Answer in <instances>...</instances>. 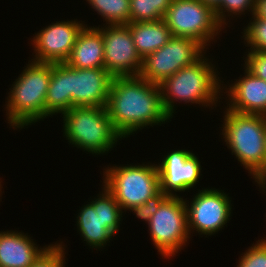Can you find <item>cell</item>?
I'll return each instance as SVG.
<instances>
[{"instance_id":"1","label":"cell","mask_w":266,"mask_h":267,"mask_svg":"<svg viewBox=\"0 0 266 267\" xmlns=\"http://www.w3.org/2000/svg\"><path fill=\"white\" fill-rule=\"evenodd\" d=\"M106 108L123 138L141 127L170 119L162 105L160 86L140 76L114 77Z\"/></svg>"},{"instance_id":"2","label":"cell","mask_w":266,"mask_h":267,"mask_svg":"<svg viewBox=\"0 0 266 267\" xmlns=\"http://www.w3.org/2000/svg\"><path fill=\"white\" fill-rule=\"evenodd\" d=\"M224 116L222 133L226 144L256 182L265 183L266 116L228 109Z\"/></svg>"},{"instance_id":"3","label":"cell","mask_w":266,"mask_h":267,"mask_svg":"<svg viewBox=\"0 0 266 267\" xmlns=\"http://www.w3.org/2000/svg\"><path fill=\"white\" fill-rule=\"evenodd\" d=\"M202 57L204 58L202 55L193 64L183 67L159 84L162 90V105L169 117L174 113L173 100L209 106L220 98L217 96L221 89L219 77L217 79L213 66Z\"/></svg>"},{"instance_id":"4","label":"cell","mask_w":266,"mask_h":267,"mask_svg":"<svg viewBox=\"0 0 266 267\" xmlns=\"http://www.w3.org/2000/svg\"><path fill=\"white\" fill-rule=\"evenodd\" d=\"M51 79V63L32 61L16 79L8 98V121L23 128L45 118V100Z\"/></svg>"},{"instance_id":"5","label":"cell","mask_w":266,"mask_h":267,"mask_svg":"<svg viewBox=\"0 0 266 267\" xmlns=\"http://www.w3.org/2000/svg\"><path fill=\"white\" fill-rule=\"evenodd\" d=\"M63 120L69 142L92 154L108 152L122 138L106 107H72L63 113Z\"/></svg>"},{"instance_id":"6","label":"cell","mask_w":266,"mask_h":267,"mask_svg":"<svg viewBox=\"0 0 266 267\" xmlns=\"http://www.w3.org/2000/svg\"><path fill=\"white\" fill-rule=\"evenodd\" d=\"M105 173L104 186L123 210L144 204L160 191L157 165L115 166Z\"/></svg>"},{"instance_id":"7","label":"cell","mask_w":266,"mask_h":267,"mask_svg":"<svg viewBox=\"0 0 266 267\" xmlns=\"http://www.w3.org/2000/svg\"><path fill=\"white\" fill-rule=\"evenodd\" d=\"M163 20L173 37L195 39L204 48L222 27L214 10L200 0H173Z\"/></svg>"},{"instance_id":"8","label":"cell","mask_w":266,"mask_h":267,"mask_svg":"<svg viewBox=\"0 0 266 267\" xmlns=\"http://www.w3.org/2000/svg\"><path fill=\"white\" fill-rule=\"evenodd\" d=\"M187 204L183 198L169 196L149 220L151 238L162 256H174L189 238Z\"/></svg>"},{"instance_id":"9","label":"cell","mask_w":266,"mask_h":267,"mask_svg":"<svg viewBox=\"0 0 266 267\" xmlns=\"http://www.w3.org/2000/svg\"><path fill=\"white\" fill-rule=\"evenodd\" d=\"M204 49L195 39L172 36L163 47L143 59L139 76L159 85L183 67L197 61Z\"/></svg>"},{"instance_id":"10","label":"cell","mask_w":266,"mask_h":267,"mask_svg":"<svg viewBox=\"0 0 266 267\" xmlns=\"http://www.w3.org/2000/svg\"><path fill=\"white\" fill-rule=\"evenodd\" d=\"M122 217V208L115 197L105 188L104 193L95 201L81 209L78 230L88 245L99 248L116 234Z\"/></svg>"},{"instance_id":"11","label":"cell","mask_w":266,"mask_h":267,"mask_svg":"<svg viewBox=\"0 0 266 267\" xmlns=\"http://www.w3.org/2000/svg\"><path fill=\"white\" fill-rule=\"evenodd\" d=\"M104 42L105 69L113 77L139 76L143 59L138 54L127 24L99 29Z\"/></svg>"},{"instance_id":"12","label":"cell","mask_w":266,"mask_h":267,"mask_svg":"<svg viewBox=\"0 0 266 267\" xmlns=\"http://www.w3.org/2000/svg\"><path fill=\"white\" fill-rule=\"evenodd\" d=\"M113 76L105 68L78 69L66 64L69 110L72 107H106Z\"/></svg>"},{"instance_id":"13","label":"cell","mask_w":266,"mask_h":267,"mask_svg":"<svg viewBox=\"0 0 266 267\" xmlns=\"http://www.w3.org/2000/svg\"><path fill=\"white\" fill-rule=\"evenodd\" d=\"M227 196L217 189L199 191L186 207L189 233L195 228L198 233L212 235L224 227L231 213Z\"/></svg>"},{"instance_id":"14","label":"cell","mask_w":266,"mask_h":267,"mask_svg":"<svg viewBox=\"0 0 266 267\" xmlns=\"http://www.w3.org/2000/svg\"><path fill=\"white\" fill-rule=\"evenodd\" d=\"M84 27L85 25L74 20V22H57L41 30L33 38V45L36 48L34 61L65 63Z\"/></svg>"},{"instance_id":"15","label":"cell","mask_w":266,"mask_h":267,"mask_svg":"<svg viewBox=\"0 0 266 267\" xmlns=\"http://www.w3.org/2000/svg\"><path fill=\"white\" fill-rule=\"evenodd\" d=\"M160 190L168 196H177L174 191H185L193 188L200 177L201 165L198 158L186 150L172 151L157 165ZM172 190V191H171Z\"/></svg>"},{"instance_id":"16","label":"cell","mask_w":266,"mask_h":267,"mask_svg":"<svg viewBox=\"0 0 266 267\" xmlns=\"http://www.w3.org/2000/svg\"><path fill=\"white\" fill-rule=\"evenodd\" d=\"M245 77L230 86L228 93L231 102L228 110L242 114L266 116V81L253 75L247 69Z\"/></svg>"},{"instance_id":"17","label":"cell","mask_w":266,"mask_h":267,"mask_svg":"<svg viewBox=\"0 0 266 267\" xmlns=\"http://www.w3.org/2000/svg\"><path fill=\"white\" fill-rule=\"evenodd\" d=\"M47 248L38 249L31 238L21 232H1L0 267H30Z\"/></svg>"},{"instance_id":"18","label":"cell","mask_w":266,"mask_h":267,"mask_svg":"<svg viewBox=\"0 0 266 267\" xmlns=\"http://www.w3.org/2000/svg\"><path fill=\"white\" fill-rule=\"evenodd\" d=\"M65 63L78 69L105 68L104 42L99 27L82 29Z\"/></svg>"},{"instance_id":"19","label":"cell","mask_w":266,"mask_h":267,"mask_svg":"<svg viewBox=\"0 0 266 267\" xmlns=\"http://www.w3.org/2000/svg\"><path fill=\"white\" fill-rule=\"evenodd\" d=\"M138 54L144 59L148 54L163 47L172 37L164 20L127 24Z\"/></svg>"},{"instance_id":"20","label":"cell","mask_w":266,"mask_h":267,"mask_svg":"<svg viewBox=\"0 0 266 267\" xmlns=\"http://www.w3.org/2000/svg\"><path fill=\"white\" fill-rule=\"evenodd\" d=\"M69 110L66 86V63H51V79L45 100V117Z\"/></svg>"},{"instance_id":"21","label":"cell","mask_w":266,"mask_h":267,"mask_svg":"<svg viewBox=\"0 0 266 267\" xmlns=\"http://www.w3.org/2000/svg\"><path fill=\"white\" fill-rule=\"evenodd\" d=\"M173 0H130V23L162 20Z\"/></svg>"},{"instance_id":"22","label":"cell","mask_w":266,"mask_h":267,"mask_svg":"<svg viewBox=\"0 0 266 267\" xmlns=\"http://www.w3.org/2000/svg\"><path fill=\"white\" fill-rule=\"evenodd\" d=\"M109 25L130 23V0H87Z\"/></svg>"},{"instance_id":"23","label":"cell","mask_w":266,"mask_h":267,"mask_svg":"<svg viewBox=\"0 0 266 267\" xmlns=\"http://www.w3.org/2000/svg\"><path fill=\"white\" fill-rule=\"evenodd\" d=\"M253 21L245 29L244 36L251 51L266 52V20L253 14Z\"/></svg>"},{"instance_id":"24","label":"cell","mask_w":266,"mask_h":267,"mask_svg":"<svg viewBox=\"0 0 266 267\" xmlns=\"http://www.w3.org/2000/svg\"><path fill=\"white\" fill-rule=\"evenodd\" d=\"M255 3L256 0H221L219 6L214 10L215 16L217 18V21L222 26L223 23H225V13L223 12H229L233 14H239L241 12H244L247 9H251L252 15L255 11ZM226 9V10H225ZM225 10V11H223Z\"/></svg>"},{"instance_id":"25","label":"cell","mask_w":266,"mask_h":267,"mask_svg":"<svg viewBox=\"0 0 266 267\" xmlns=\"http://www.w3.org/2000/svg\"><path fill=\"white\" fill-rule=\"evenodd\" d=\"M241 257L237 267H266V240H258Z\"/></svg>"},{"instance_id":"26","label":"cell","mask_w":266,"mask_h":267,"mask_svg":"<svg viewBox=\"0 0 266 267\" xmlns=\"http://www.w3.org/2000/svg\"><path fill=\"white\" fill-rule=\"evenodd\" d=\"M64 247L62 244L49 245L30 267H64Z\"/></svg>"},{"instance_id":"27","label":"cell","mask_w":266,"mask_h":267,"mask_svg":"<svg viewBox=\"0 0 266 267\" xmlns=\"http://www.w3.org/2000/svg\"><path fill=\"white\" fill-rule=\"evenodd\" d=\"M162 190L150 197L144 204L133 207L130 210L134 211L138 218H141L149 223L152 215L158 210L159 206L168 198Z\"/></svg>"},{"instance_id":"28","label":"cell","mask_w":266,"mask_h":267,"mask_svg":"<svg viewBox=\"0 0 266 267\" xmlns=\"http://www.w3.org/2000/svg\"><path fill=\"white\" fill-rule=\"evenodd\" d=\"M245 67L253 75L266 81V52H248Z\"/></svg>"},{"instance_id":"29","label":"cell","mask_w":266,"mask_h":267,"mask_svg":"<svg viewBox=\"0 0 266 267\" xmlns=\"http://www.w3.org/2000/svg\"><path fill=\"white\" fill-rule=\"evenodd\" d=\"M254 15L266 20V0H256Z\"/></svg>"},{"instance_id":"30","label":"cell","mask_w":266,"mask_h":267,"mask_svg":"<svg viewBox=\"0 0 266 267\" xmlns=\"http://www.w3.org/2000/svg\"><path fill=\"white\" fill-rule=\"evenodd\" d=\"M200 1H202L207 6H210L213 10H215L221 2V0H200Z\"/></svg>"},{"instance_id":"31","label":"cell","mask_w":266,"mask_h":267,"mask_svg":"<svg viewBox=\"0 0 266 267\" xmlns=\"http://www.w3.org/2000/svg\"><path fill=\"white\" fill-rule=\"evenodd\" d=\"M265 157H266V137H265ZM259 186L262 188H266V159H265V183L257 182Z\"/></svg>"}]
</instances>
